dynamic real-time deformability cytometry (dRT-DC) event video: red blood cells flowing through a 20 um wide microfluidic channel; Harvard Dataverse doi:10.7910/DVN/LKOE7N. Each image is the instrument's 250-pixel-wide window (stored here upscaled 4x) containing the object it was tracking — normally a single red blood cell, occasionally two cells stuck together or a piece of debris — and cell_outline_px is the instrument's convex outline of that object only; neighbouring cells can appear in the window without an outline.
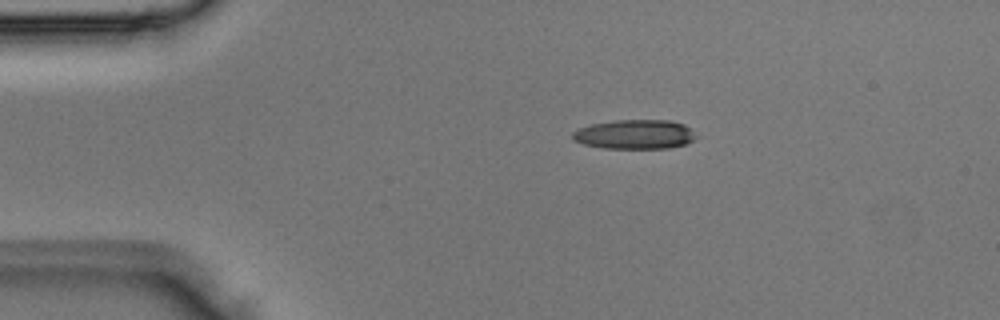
{"species": "Egyptian fruit bat (a non-hibernating species)", "species_latin": "Rousettus aegyptiacus", "temperature_condition": "room temperature", "stored_images_in_passage": 4, "camera_frame_rate_fps": 3000, "um_per_image_px": 0.085, "animal": {"sex": "male"}, "frame": {"image": 1, "passage_image": 3, "time_ms": 0.667, "image_size_px": [1000, 320], "cell_outline_px": [[700, 136], [684, 144], [668, 148], [604, 148], [584, 144], [572, 140], [572, 132], [580, 128], [592, 124], [612, 120], [672, 120], [684, 124], [692, 128]], "centroid_in_image_um": [54.0, 11.41], "position_along_channel_um": 31.0, "area_um2": 21.33}}